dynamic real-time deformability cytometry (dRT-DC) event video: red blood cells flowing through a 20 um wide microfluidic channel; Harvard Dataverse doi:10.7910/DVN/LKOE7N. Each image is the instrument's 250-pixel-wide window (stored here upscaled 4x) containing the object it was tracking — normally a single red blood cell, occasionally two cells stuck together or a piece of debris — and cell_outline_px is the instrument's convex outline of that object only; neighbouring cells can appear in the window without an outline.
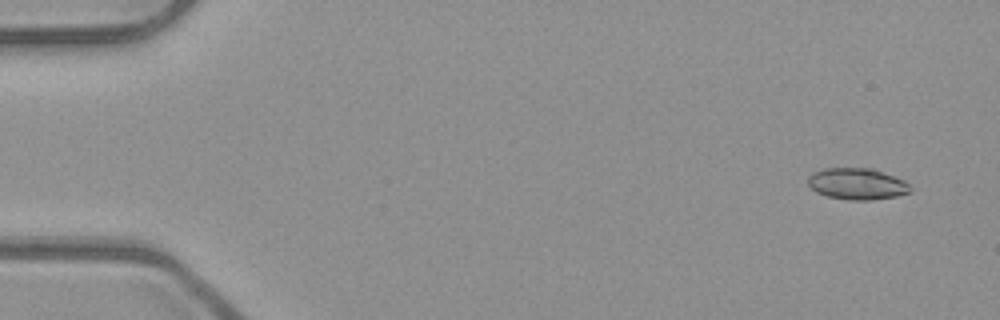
{"species": "common noctule bat (a hibernating species)", "species_latin": "Nyctalus noctula", "temperature_condition": "room temperature", "stored_images_in_passage": 8, "camera_frame_rate_fps": 3000, "um_per_image_px": 0.085, "animal": {"sex": "male", "body_mass_g": 23.1, "forearm_length_mm": 52.7}, "frame": {"image": 1, "passage_image": 1, "time_ms": 0.0, "image_size_px": [1000, 320], "cell_outline_px": [[912, 192], [896, 196], [872, 200], [852, 200], [828, 196], [816, 192], [808, 184], [808, 176], [812, 172], [824, 168], [876, 168], [904, 180], [912, 188]], "centroid_in_image_um": [72.88, 15.61], "position_along_channel_um": 12.1, "area_um2": 18.96}}
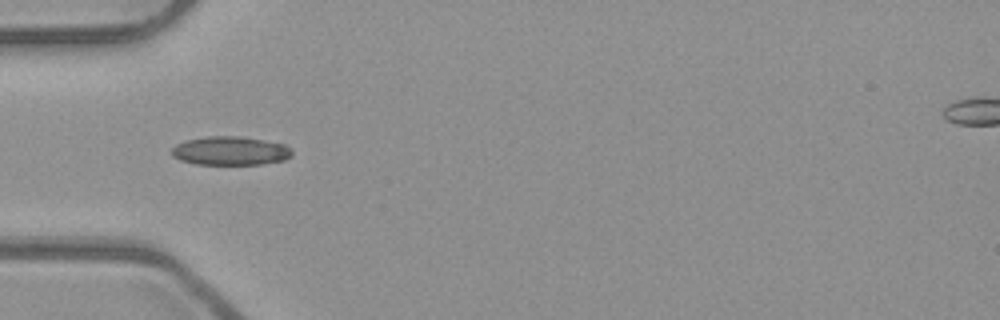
{"frame": {"image": 2, "passage_image": 5, "time_ms": 1.333, "image_size_px": [1000, 320], "cell_outline_px": [[292, 156], [284, 160], [260, 164], [196, 164], [180, 160], [172, 156], [172, 148], [176, 144], [184, 140], [208, 136], [240, 136], [284, 144], [292, 148]], "centroid_in_image_um": [19.57, 12.82], "position_along_channel_um": 65.4, "area_um2": 20.17}}
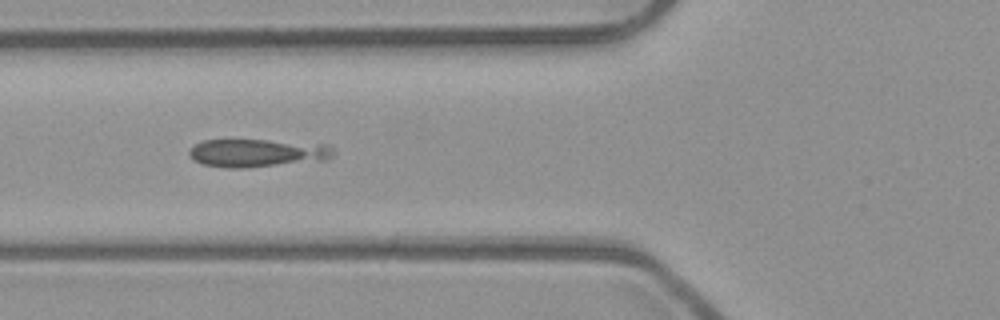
{"frame": {"image": 3, "passage_image": 6, "time_ms": 1.667, "image_size_px": [1000, 320], "cell_outline_px": [[332, 156], [324, 160], [248, 168], [232, 168], [204, 164], [192, 160], [188, 152], [196, 144], [204, 140], [268, 140], [328, 144], [332, 148]], "centroid_in_image_um": [21.87, 13.0], "position_along_channel_um": 103.9, "area_um2": 23.47}}